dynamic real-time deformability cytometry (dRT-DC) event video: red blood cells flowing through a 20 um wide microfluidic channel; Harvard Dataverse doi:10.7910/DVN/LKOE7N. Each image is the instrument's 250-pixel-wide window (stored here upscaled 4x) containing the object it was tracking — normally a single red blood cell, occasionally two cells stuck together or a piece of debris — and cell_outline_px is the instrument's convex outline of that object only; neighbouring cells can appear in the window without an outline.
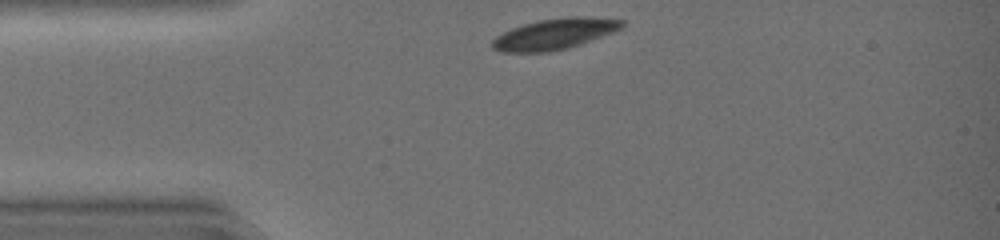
{"species": "common noctule bat (a hibernating species)", "species_latin": "Nyctalus noctula", "temperature_condition": "warm", "stored_images_in_passage": 26, "camera_frame_rate_fps": 3000, "um_per_image_px": 0.085, "animal": {"sex": "female", "body_mass_g": 19.0, "forearm_length_mm": 51.5}, "frame": {"image": 1, "passage_image": 1, "time_ms": 0.0, "image_size_px": [1000, 240], "cell_outline_px": [[624, 28], [580, 44], [568, 48], [548, 52], [500, 52], [492, 48], [488, 44], [496, 36], [512, 28], [536, 20], [564, 16], [580, 16], [624, 20]], "centroid_in_image_um": [47.11, 2.88], "position_along_channel_um": 37.9, "area_um2": 23.52}}
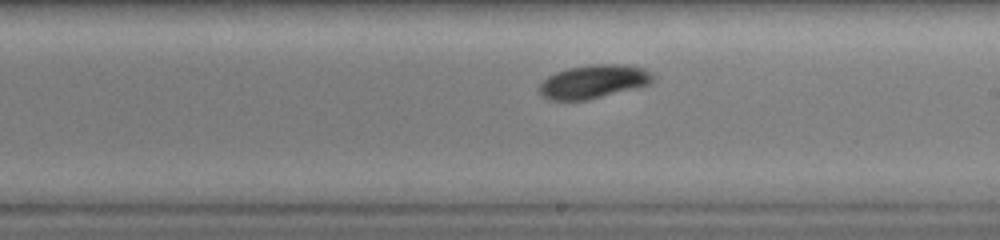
{"frame": {"image": 2, "passage_image": 17, "time_ms": 5.333, "image_size_px": [1000, 240], "cell_outline_px": [[656, 76], [652, 84], [640, 88], [588, 100], [548, 100], [540, 96], [536, 88], [548, 76], [556, 72], [568, 68], [588, 64], [628, 64], [644, 68], [652, 72]], "centroid_in_image_um": [50.49, 6.94], "position_along_channel_um": 238.5, "area_um2": 23.0}}
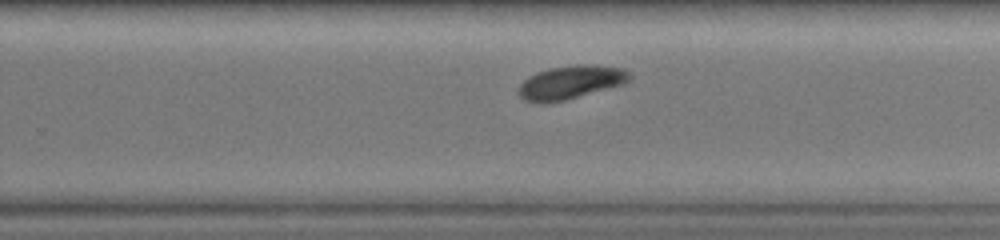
{"frame": {"image": 3, "passage_image": 20, "time_ms": 6.333, "image_size_px": [1000, 240], "cell_outline_px": [[632, 80], [624, 84], [564, 100], [524, 100], [516, 92], [520, 84], [528, 76], [536, 72], [548, 68], [576, 64], [596, 64], [624, 68], [632, 76]], "centroid_in_image_um": [48.57, 6.94], "position_along_channel_um": 281.2, "area_um2": 21.44}}